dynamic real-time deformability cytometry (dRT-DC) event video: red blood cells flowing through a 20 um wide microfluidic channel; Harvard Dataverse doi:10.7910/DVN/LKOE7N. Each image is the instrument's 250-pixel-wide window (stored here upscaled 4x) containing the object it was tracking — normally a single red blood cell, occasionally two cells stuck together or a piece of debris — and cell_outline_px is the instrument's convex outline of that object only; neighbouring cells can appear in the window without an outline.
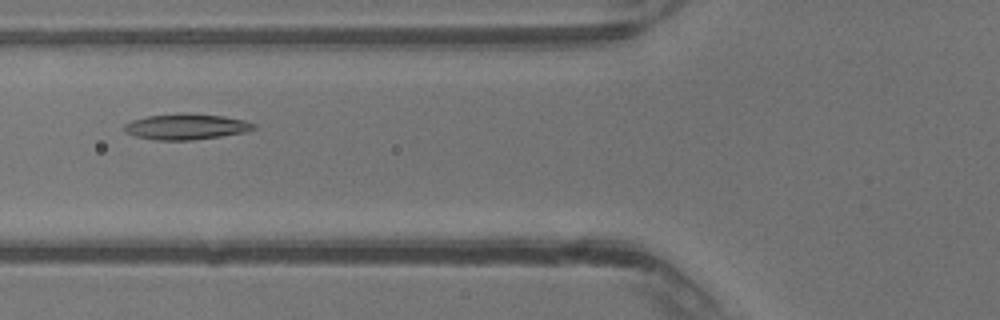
{"species": "common noctule bat (a hibernating species)", "species_latin": "Nyctalus noctula", "temperature_condition": "warm", "stored_images_in_passage": 32, "camera_frame_rate_fps": 3000, "um_per_image_px": 0.085, "animal": {"sex": "male", "body_mass_g": 13.3}, "frame": {"image": 1, "passage_image": 8, "time_ms": 2.333, "image_size_px": [1000, 320], "cell_outline_px": [[256, 128], [244, 132], [220, 136], [192, 140], [156, 140], [136, 136], [124, 132], [124, 124], [132, 120], [148, 116], [224, 116], [244, 120], [256, 124]], "centroid_in_image_um": [15.82, 10.82], "position_along_channel_um": 110.0, "area_um2": 18.38}}
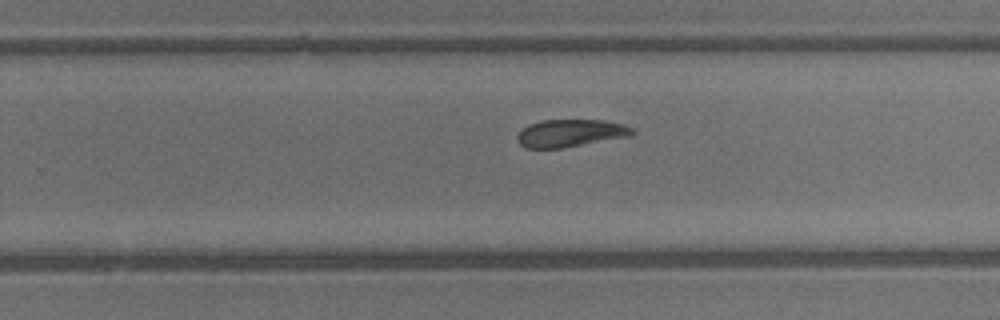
{"frame": {"image": 2, "passage_image": 18, "time_ms": 5.667, "image_size_px": [1000, 320], "cell_outline_px": [[636, 132], [632, 136], [564, 148], [524, 148], [520, 144], [516, 136], [528, 124], [540, 120], [604, 120], [624, 124], [632, 128]], "centroid_in_image_um": [48.52, 11.32], "position_along_channel_um": 281.3, "area_um2": 18.67}}
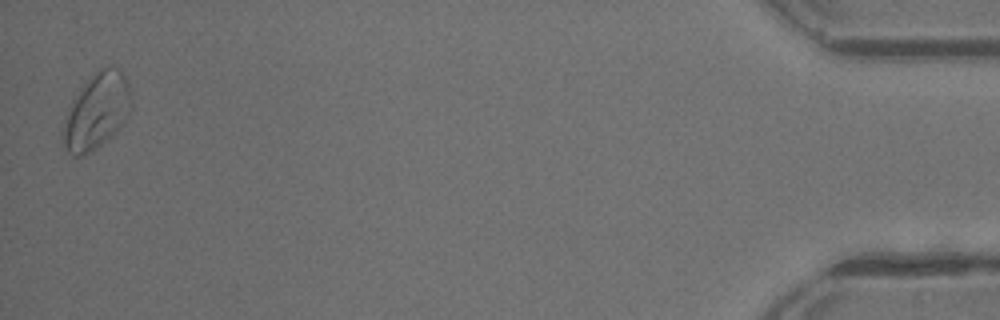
{"frame": {"image": 3, "passage_image": 32, "time_ms": 10.333, "image_size_px": [1000, 320], "cell_outline_px": [[132, 108], [128, 116], [96, 148], [84, 156], [72, 156], [68, 152], [64, 144], [60, 132], [68, 108], [72, 100], [88, 80], [96, 72], [112, 64], [124, 76], [128, 84], [132, 100]], "centroid_in_image_um": [8.18, 9.47], "position_along_channel_um": 427.0, "area_um2": 29.54}}